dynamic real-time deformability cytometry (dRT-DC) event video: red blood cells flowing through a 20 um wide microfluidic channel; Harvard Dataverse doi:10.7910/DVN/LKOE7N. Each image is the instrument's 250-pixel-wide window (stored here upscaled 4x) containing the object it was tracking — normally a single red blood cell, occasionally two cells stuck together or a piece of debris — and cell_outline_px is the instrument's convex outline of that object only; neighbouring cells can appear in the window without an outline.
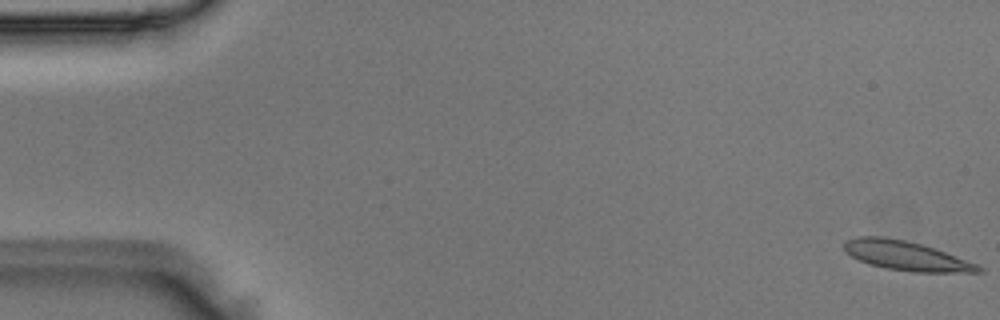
{"species": "Egyptian fruit bat (a non-hibernating species)", "species_latin": "Rousettus aegyptiacus", "temperature_condition": "room temperature", "stored_images_in_passage": 51, "camera_frame_rate_fps": 3000, "um_per_image_px": 0.085, "animal": {"sex": "male"}, "frame": {"image": 1, "passage_image": 1, "time_ms": 0.0, "image_size_px": [1000, 320], "cell_outline_px": [[984, 272], [912, 272], [884, 268], [868, 264], [852, 256], [844, 248], [844, 240], [856, 236], [880, 236], [904, 240], [920, 244], [944, 252], [976, 264], [984, 268]], "centroid_in_image_um": [76.98, 21.74], "position_along_channel_um": 8.0, "area_um2": 22.66}}
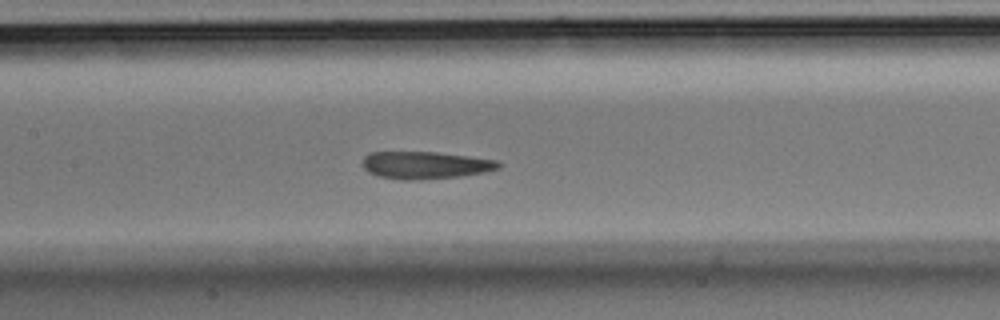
{"frame": {"image": 2, "passage_image": 24, "time_ms": 7.667, "image_size_px": [1000, 320], "cell_outline_px": [[500, 168], [484, 172], [460, 176], [420, 180], [400, 180], [380, 176], [368, 172], [360, 164], [364, 156], [368, 152], [436, 152], [500, 160]], "centroid_in_image_um": [36.13, 14.03], "position_along_channel_um": 171.3, "area_um2": 21.91}}
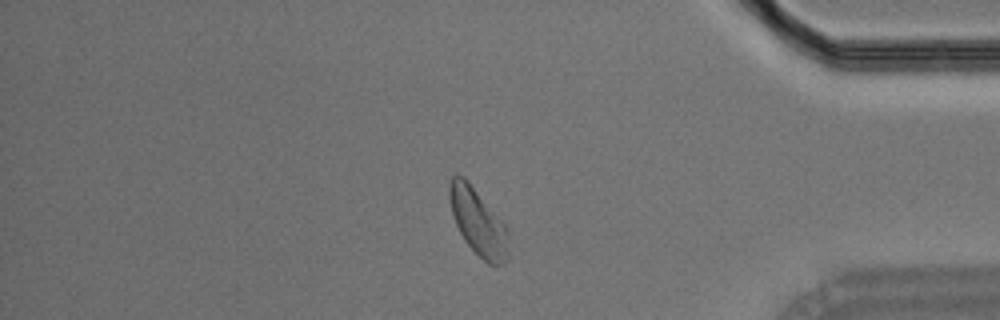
{"frame": {"image": 3, "passage_image": 43, "time_ms": 14.0, "image_size_px": [1000, 320], "cell_outline_px": [[508, 260], [504, 264], [488, 264], [464, 240], [456, 224], [452, 212], [448, 196], [448, 184], [452, 176], [456, 172], [464, 176], [468, 180], [508, 228]], "centroid_in_image_um": [40.63, 18.83], "position_along_channel_um": 394.6, "area_um2": 23.0}}